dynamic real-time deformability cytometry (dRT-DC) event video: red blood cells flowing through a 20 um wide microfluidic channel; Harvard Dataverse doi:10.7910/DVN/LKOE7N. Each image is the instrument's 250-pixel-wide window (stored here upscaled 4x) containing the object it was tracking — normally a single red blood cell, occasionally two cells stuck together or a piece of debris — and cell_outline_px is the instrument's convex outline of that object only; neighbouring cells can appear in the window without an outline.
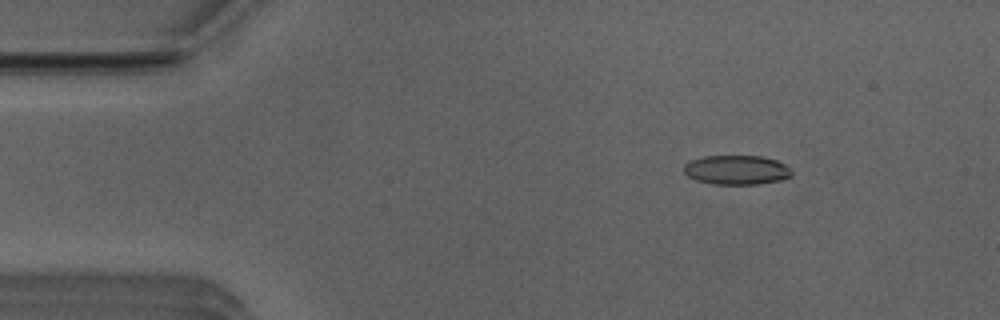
{"species": "Egyptian fruit bat (a non-hibernating species)", "species_latin": "Rousettus aegyptiacus", "temperature_condition": "room temperature", "stored_images_in_passage": 50, "camera_frame_rate_fps": 3000, "um_per_image_px": 0.085, "animal": {"sex": "male"}, "frame": {"image": 1, "passage_image": 6, "time_ms": 1.667, "image_size_px": [1000, 320], "cell_outline_px": [[792, 176], [780, 180], [756, 184], [712, 184], [696, 180], [688, 176], [684, 172], [684, 164], [692, 160], [704, 156], [760, 156], [776, 160], [792, 168]], "centroid_in_image_um": [62.62, 14.44], "position_along_channel_um": 22.4, "area_um2": 18.44}}
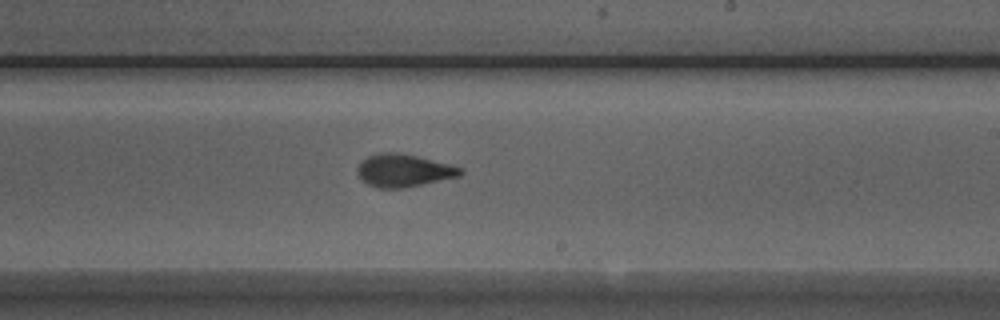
{"frame": {"image": 2, "passage_image": 29, "time_ms": 9.333, "image_size_px": [1000, 320], "cell_outline_px": [[464, 172], [460, 176], [404, 188], [376, 188], [368, 184], [356, 172], [356, 168], [368, 156], [380, 152], [400, 152], [452, 164], [464, 168]], "centroid_in_image_um": [34.36, 14.48], "position_along_channel_um": 254.6, "area_um2": 19.77}}
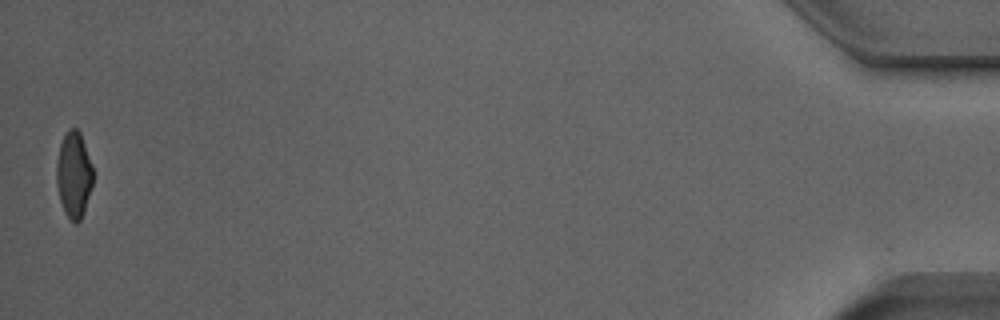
{"frame": {"image": 3, "passage_image": 50, "time_ms": 16.333, "image_size_px": [1000, 320], "cell_outline_px": [[92, 184], [84, 212], [80, 220], [76, 224], [72, 224], [64, 212], [60, 200], [56, 184], [56, 164], [60, 144], [64, 132], [68, 128], [76, 128], [80, 132], [92, 164]], "centroid_in_image_um": [6.25, 14.86], "position_along_channel_um": 428.9, "area_um2": 18.5}, "authors_computed_cell_mechanics": {"area_um2": 19.1896, "velocity_mm_per_s": 3.9495, "shape_relaxation_time_tau1_ms": 5.3381, "shape_relaxation_time_tau2_ms": 1.4344, "deformation_change_tau1": 0.1773, "deformation_change_tau2": 0.0793}}